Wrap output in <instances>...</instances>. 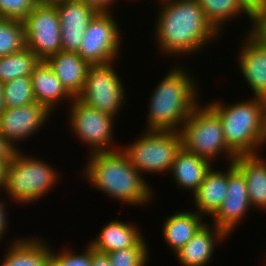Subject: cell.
<instances>
[{"instance_id": "39", "label": "cell", "mask_w": 266, "mask_h": 266, "mask_svg": "<svg viewBox=\"0 0 266 266\" xmlns=\"http://www.w3.org/2000/svg\"><path fill=\"white\" fill-rule=\"evenodd\" d=\"M5 168L6 165L3 163H0V189H4V184H5Z\"/></svg>"}, {"instance_id": "40", "label": "cell", "mask_w": 266, "mask_h": 266, "mask_svg": "<svg viewBox=\"0 0 266 266\" xmlns=\"http://www.w3.org/2000/svg\"><path fill=\"white\" fill-rule=\"evenodd\" d=\"M4 94H3V83L0 82V115L5 110Z\"/></svg>"}, {"instance_id": "12", "label": "cell", "mask_w": 266, "mask_h": 266, "mask_svg": "<svg viewBox=\"0 0 266 266\" xmlns=\"http://www.w3.org/2000/svg\"><path fill=\"white\" fill-rule=\"evenodd\" d=\"M51 113L46 106L38 102L6 108L0 115V134L19 150L16 145L44 128Z\"/></svg>"}, {"instance_id": "2", "label": "cell", "mask_w": 266, "mask_h": 266, "mask_svg": "<svg viewBox=\"0 0 266 266\" xmlns=\"http://www.w3.org/2000/svg\"><path fill=\"white\" fill-rule=\"evenodd\" d=\"M88 158L83 175L102 193L136 207L153 199V189L121 149L90 154Z\"/></svg>"}, {"instance_id": "18", "label": "cell", "mask_w": 266, "mask_h": 266, "mask_svg": "<svg viewBox=\"0 0 266 266\" xmlns=\"http://www.w3.org/2000/svg\"><path fill=\"white\" fill-rule=\"evenodd\" d=\"M233 163L245 177L252 209L266 211V159L261 154L239 155Z\"/></svg>"}, {"instance_id": "7", "label": "cell", "mask_w": 266, "mask_h": 266, "mask_svg": "<svg viewBox=\"0 0 266 266\" xmlns=\"http://www.w3.org/2000/svg\"><path fill=\"white\" fill-rule=\"evenodd\" d=\"M133 143L121 146L132 166L141 174L170 172L182 138L178 131L144 130Z\"/></svg>"}, {"instance_id": "28", "label": "cell", "mask_w": 266, "mask_h": 266, "mask_svg": "<svg viewBox=\"0 0 266 266\" xmlns=\"http://www.w3.org/2000/svg\"><path fill=\"white\" fill-rule=\"evenodd\" d=\"M5 108H17L36 102L31 76H22L3 84Z\"/></svg>"}, {"instance_id": "22", "label": "cell", "mask_w": 266, "mask_h": 266, "mask_svg": "<svg viewBox=\"0 0 266 266\" xmlns=\"http://www.w3.org/2000/svg\"><path fill=\"white\" fill-rule=\"evenodd\" d=\"M133 223L125 221L112 220L108 224L104 225L100 230V233L94 241L89 244L94 250L102 253H109L112 251L133 247L137 245L143 238V234L140 232Z\"/></svg>"}, {"instance_id": "21", "label": "cell", "mask_w": 266, "mask_h": 266, "mask_svg": "<svg viewBox=\"0 0 266 266\" xmlns=\"http://www.w3.org/2000/svg\"><path fill=\"white\" fill-rule=\"evenodd\" d=\"M212 166V162L182 147L176 154L169 173L173 174V180L181 189H188L194 194Z\"/></svg>"}, {"instance_id": "4", "label": "cell", "mask_w": 266, "mask_h": 266, "mask_svg": "<svg viewBox=\"0 0 266 266\" xmlns=\"http://www.w3.org/2000/svg\"><path fill=\"white\" fill-rule=\"evenodd\" d=\"M220 117L228 148L236 155L258 154L266 143V112L264 100H248L224 105L218 101L208 104Z\"/></svg>"}, {"instance_id": "14", "label": "cell", "mask_w": 266, "mask_h": 266, "mask_svg": "<svg viewBox=\"0 0 266 266\" xmlns=\"http://www.w3.org/2000/svg\"><path fill=\"white\" fill-rule=\"evenodd\" d=\"M242 41L239 58L240 72L250 87L253 97L266 96V43L258 40L249 31Z\"/></svg>"}, {"instance_id": "30", "label": "cell", "mask_w": 266, "mask_h": 266, "mask_svg": "<svg viewBox=\"0 0 266 266\" xmlns=\"http://www.w3.org/2000/svg\"><path fill=\"white\" fill-rule=\"evenodd\" d=\"M51 248V266H92L91 265V245L88 243L84 252L75 253L73 248L63 249L58 253Z\"/></svg>"}, {"instance_id": "15", "label": "cell", "mask_w": 266, "mask_h": 266, "mask_svg": "<svg viewBox=\"0 0 266 266\" xmlns=\"http://www.w3.org/2000/svg\"><path fill=\"white\" fill-rule=\"evenodd\" d=\"M61 26L62 51L78 52L90 21L97 12L79 0L56 5Z\"/></svg>"}, {"instance_id": "20", "label": "cell", "mask_w": 266, "mask_h": 266, "mask_svg": "<svg viewBox=\"0 0 266 266\" xmlns=\"http://www.w3.org/2000/svg\"><path fill=\"white\" fill-rule=\"evenodd\" d=\"M13 241L0 266H51V247L41 237Z\"/></svg>"}, {"instance_id": "5", "label": "cell", "mask_w": 266, "mask_h": 266, "mask_svg": "<svg viewBox=\"0 0 266 266\" xmlns=\"http://www.w3.org/2000/svg\"><path fill=\"white\" fill-rule=\"evenodd\" d=\"M59 176L60 172L50 164L19 149L6 165L3 190L15 203L31 204L45 196L60 180Z\"/></svg>"}, {"instance_id": "41", "label": "cell", "mask_w": 266, "mask_h": 266, "mask_svg": "<svg viewBox=\"0 0 266 266\" xmlns=\"http://www.w3.org/2000/svg\"><path fill=\"white\" fill-rule=\"evenodd\" d=\"M263 100H264L265 112H266V96L263 98Z\"/></svg>"}, {"instance_id": "23", "label": "cell", "mask_w": 266, "mask_h": 266, "mask_svg": "<svg viewBox=\"0 0 266 266\" xmlns=\"http://www.w3.org/2000/svg\"><path fill=\"white\" fill-rule=\"evenodd\" d=\"M204 216L197 211H178L167 216L162 225L165 243L174 253L180 250L205 223Z\"/></svg>"}, {"instance_id": "33", "label": "cell", "mask_w": 266, "mask_h": 266, "mask_svg": "<svg viewBox=\"0 0 266 266\" xmlns=\"http://www.w3.org/2000/svg\"><path fill=\"white\" fill-rule=\"evenodd\" d=\"M84 2L87 6L93 8L97 13H111L110 8L119 0H79Z\"/></svg>"}, {"instance_id": "8", "label": "cell", "mask_w": 266, "mask_h": 266, "mask_svg": "<svg viewBox=\"0 0 266 266\" xmlns=\"http://www.w3.org/2000/svg\"><path fill=\"white\" fill-rule=\"evenodd\" d=\"M114 62L91 64L79 99L84 104L116 117L125 102V87L113 68Z\"/></svg>"}, {"instance_id": "29", "label": "cell", "mask_w": 266, "mask_h": 266, "mask_svg": "<svg viewBox=\"0 0 266 266\" xmlns=\"http://www.w3.org/2000/svg\"><path fill=\"white\" fill-rule=\"evenodd\" d=\"M148 250V244L143 238L133 247L112 251L107 255L111 266H146L150 259Z\"/></svg>"}, {"instance_id": "9", "label": "cell", "mask_w": 266, "mask_h": 266, "mask_svg": "<svg viewBox=\"0 0 266 266\" xmlns=\"http://www.w3.org/2000/svg\"><path fill=\"white\" fill-rule=\"evenodd\" d=\"M69 123L74 134L89 145V154L114 151V116L92 108L77 98L70 103ZM113 140V141H112ZM111 148V149H110Z\"/></svg>"}, {"instance_id": "10", "label": "cell", "mask_w": 266, "mask_h": 266, "mask_svg": "<svg viewBox=\"0 0 266 266\" xmlns=\"http://www.w3.org/2000/svg\"><path fill=\"white\" fill-rule=\"evenodd\" d=\"M112 13H97L84 32L77 53L90 65L118 61L120 57L122 33Z\"/></svg>"}, {"instance_id": "35", "label": "cell", "mask_w": 266, "mask_h": 266, "mask_svg": "<svg viewBox=\"0 0 266 266\" xmlns=\"http://www.w3.org/2000/svg\"><path fill=\"white\" fill-rule=\"evenodd\" d=\"M241 7L253 17L266 3V0H237Z\"/></svg>"}, {"instance_id": "34", "label": "cell", "mask_w": 266, "mask_h": 266, "mask_svg": "<svg viewBox=\"0 0 266 266\" xmlns=\"http://www.w3.org/2000/svg\"><path fill=\"white\" fill-rule=\"evenodd\" d=\"M17 149L0 134V163L7 165Z\"/></svg>"}, {"instance_id": "27", "label": "cell", "mask_w": 266, "mask_h": 266, "mask_svg": "<svg viewBox=\"0 0 266 266\" xmlns=\"http://www.w3.org/2000/svg\"><path fill=\"white\" fill-rule=\"evenodd\" d=\"M25 46L23 21L0 18V57L15 53Z\"/></svg>"}, {"instance_id": "32", "label": "cell", "mask_w": 266, "mask_h": 266, "mask_svg": "<svg viewBox=\"0 0 266 266\" xmlns=\"http://www.w3.org/2000/svg\"><path fill=\"white\" fill-rule=\"evenodd\" d=\"M249 32L258 40L266 43V3L252 17Z\"/></svg>"}, {"instance_id": "13", "label": "cell", "mask_w": 266, "mask_h": 266, "mask_svg": "<svg viewBox=\"0 0 266 266\" xmlns=\"http://www.w3.org/2000/svg\"><path fill=\"white\" fill-rule=\"evenodd\" d=\"M228 166L226 197L211 217L216 227L223 229L228 235H231L252 206L245 177L235 167L233 162Z\"/></svg>"}, {"instance_id": "25", "label": "cell", "mask_w": 266, "mask_h": 266, "mask_svg": "<svg viewBox=\"0 0 266 266\" xmlns=\"http://www.w3.org/2000/svg\"><path fill=\"white\" fill-rule=\"evenodd\" d=\"M40 62L37 55L28 47L0 57V82L3 84L22 76H31L34 67Z\"/></svg>"}, {"instance_id": "11", "label": "cell", "mask_w": 266, "mask_h": 266, "mask_svg": "<svg viewBox=\"0 0 266 266\" xmlns=\"http://www.w3.org/2000/svg\"><path fill=\"white\" fill-rule=\"evenodd\" d=\"M26 47L40 60L62 51L61 26L56 6L37 5L23 20Z\"/></svg>"}, {"instance_id": "17", "label": "cell", "mask_w": 266, "mask_h": 266, "mask_svg": "<svg viewBox=\"0 0 266 266\" xmlns=\"http://www.w3.org/2000/svg\"><path fill=\"white\" fill-rule=\"evenodd\" d=\"M62 86L73 97L82 92L90 64L77 52L60 51L46 60Z\"/></svg>"}, {"instance_id": "16", "label": "cell", "mask_w": 266, "mask_h": 266, "mask_svg": "<svg viewBox=\"0 0 266 266\" xmlns=\"http://www.w3.org/2000/svg\"><path fill=\"white\" fill-rule=\"evenodd\" d=\"M212 225L205 222L195 235L175 253L181 266H207L212 261L215 246L229 237L223 229Z\"/></svg>"}, {"instance_id": "38", "label": "cell", "mask_w": 266, "mask_h": 266, "mask_svg": "<svg viewBox=\"0 0 266 266\" xmlns=\"http://www.w3.org/2000/svg\"><path fill=\"white\" fill-rule=\"evenodd\" d=\"M37 5L42 6H56L58 4H61L65 0H35Z\"/></svg>"}, {"instance_id": "6", "label": "cell", "mask_w": 266, "mask_h": 266, "mask_svg": "<svg viewBox=\"0 0 266 266\" xmlns=\"http://www.w3.org/2000/svg\"><path fill=\"white\" fill-rule=\"evenodd\" d=\"M179 132L186 151L210 162L224 155L230 164L237 157L226 144L219 115L208 104H199Z\"/></svg>"}, {"instance_id": "1", "label": "cell", "mask_w": 266, "mask_h": 266, "mask_svg": "<svg viewBox=\"0 0 266 266\" xmlns=\"http://www.w3.org/2000/svg\"><path fill=\"white\" fill-rule=\"evenodd\" d=\"M159 1L162 7L159 5L154 34L162 54H196L220 36L206 19L198 0Z\"/></svg>"}, {"instance_id": "31", "label": "cell", "mask_w": 266, "mask_h": 266, "mask_svg": "<svg viewBox=\"0 0 266 266\" xmlns=\"http://www.w3.org/2000/svg\"><path fill=\"white\" fill-rule=\"evenodd\" d=\"M36 6L35 0H0V18L23 21Z\"/></svg>"}, {"instance_id": "26", "label": "cell", "mask_w": 266, "mask_h": 266, "mask_svg": "<svg viewBox=\"0 0 266 266\" xmlns=\"http://www.w3.org/2000/svg\"><path fill=\"white\" fill-rule=\"evenodd\" d=\"M208 22L220 33L225 21L244 14L249 20L252 17L241 7L237 0H198Z\"/></svg>"}, {"instance_id": "36", "label": "cell", "mask_w": 266, "mask_h": 266, "mask_svg": "<svg viewBox=\"0 0 266 266\" xmlns=\"http://www.w3.org/2000/svg\"><path fill=\"white\" fill-rule=\"evenodd\" d=\"M5 199L3 200V197L0 198V240L2 241L3 237H4V234L6 235V232L7 231V225H8V222L7 221V218H8V213H7V210H6V203L4 202Z\"/></svg>"}, {"instance_id": "19", "label": "cell", "mask_w": 266, "mask_h": 266, "mask_svg": "<svg viewBox=\"0 0 266 266\" xmlns=\"http://www.w3.org/2000/svg\"><path fill=\"white\" fill-rule=\"evenodd\" d=\"M31 81L36 102L46 106L51 112L61 100L68 99L69 103L73 100L45 60H40L34 67Z\"/></svg>"}, {"instance_id": "37", "label": "cell", "mask_w": 266, "mask_h": 266, "mask_svg": "<svg viewBox=\"0 0 266 266\" xmlns=\"http://www.w3.org/2000/svg\"><path fill=\"white\" fill-rule=\"evenodd\" d=\"M91 265L92 266H111L107 253L98 252L91 246Z\"/></svg>"}, {"instance_id": "3", "label": "cell", "mask_w": 266, "mask_h": 266, "mask_svg": "<svg viewBox=\"0 0 266 266\" xmlns=\"http://www.w3.org/2000/svg\"><path fill=\"white\" fill-rule=\"evenodd\" d=\"M184 66L171 68L152 91L145 130L180 131L200 104L197 81ZM195 80V81H194Z\"/></svg>"}, {"instance_id": "24", "label": "cell", "mask_w": 266, "mask_h": 266, "mask_svg": "<svg viewBox=\"0 0 266 266\" xmlns=\"http://www.w3.org/2000/svg\"><path fill=\"white\" fill-rule=\"evenodd\" d=\"M227 185L228 169L215 171L211 168L200 187L192 194L196 211L204 217L212 216L226 197Z\"/></svg>"}]
</instances>
